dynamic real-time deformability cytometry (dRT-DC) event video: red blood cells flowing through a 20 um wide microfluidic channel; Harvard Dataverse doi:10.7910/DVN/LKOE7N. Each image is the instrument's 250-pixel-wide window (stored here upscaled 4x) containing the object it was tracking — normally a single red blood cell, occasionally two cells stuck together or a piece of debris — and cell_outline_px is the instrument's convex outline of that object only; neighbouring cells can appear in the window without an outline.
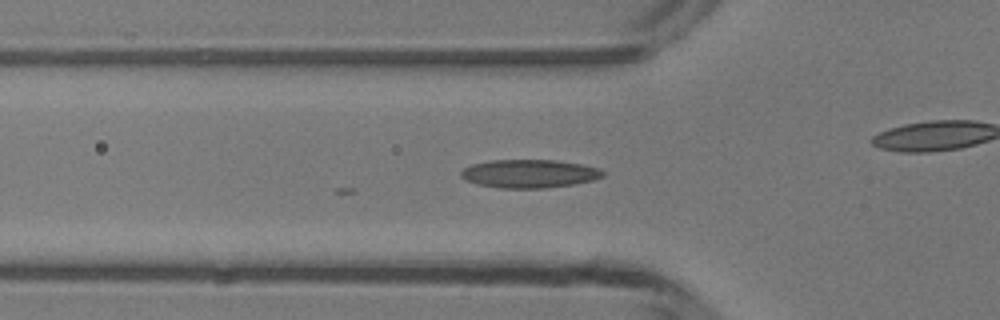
{"species": "common noctule bat (a hibernating species)", "species_latin": "Nyctalus noctula", "temperature_condition": "room temperature", "stored_images_in_passage": 36, "camera_frame_rate_fps": 3000, "um_per_image_px": 0.085, "animal": {"sex": "male", "body_mass_g": 13.3}, "frame": {"image": 1, "passage_image": 3, "time_ms": 0.667, "image_size_px": [1000, 320], "cell_outline_px": [[604, 176], [592, 180], [576, 184], [544, 188], [500, 188], [476, 184], [464, 180], [460, 176], [460, 172], [464, 168], [472, 164], [492, 160], [556, 160], [580, 164], [600, 168], [604, 172]], "centroid_in_image_um": [44.98, 14.76], "position_along_channel_um": 80.8, "area_um2": 23.52}}
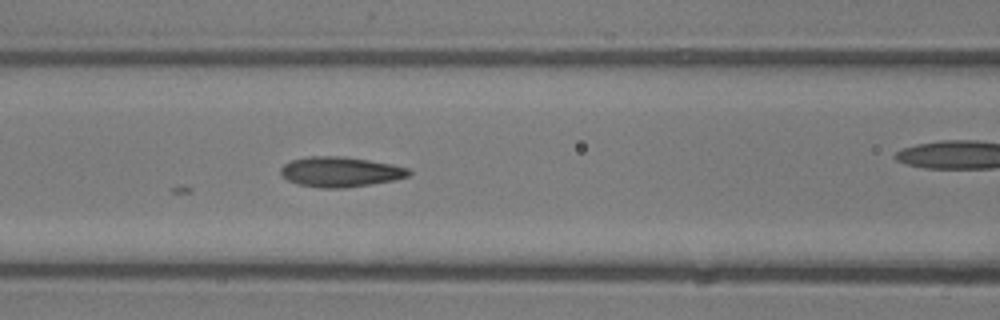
{"frame": {"image": 2, "passage_image": 7, "time_ms": 2.0, "image_size_px": [1000, 320], "cell_outline_px": [[412, 172], [408, 176], [396, 180], [344, 188], [320, 188], [300, 184], [288, 180], [280, 176], [280, 168], [284, 164], [292, 160], [308, 156], [340, 156], [368, 160], [392, 164], [408, 168]], "centroid_in_image_um": [28.92, 14.61], "position_along_channel_um": 137.7, "area_um2": 22.48}}